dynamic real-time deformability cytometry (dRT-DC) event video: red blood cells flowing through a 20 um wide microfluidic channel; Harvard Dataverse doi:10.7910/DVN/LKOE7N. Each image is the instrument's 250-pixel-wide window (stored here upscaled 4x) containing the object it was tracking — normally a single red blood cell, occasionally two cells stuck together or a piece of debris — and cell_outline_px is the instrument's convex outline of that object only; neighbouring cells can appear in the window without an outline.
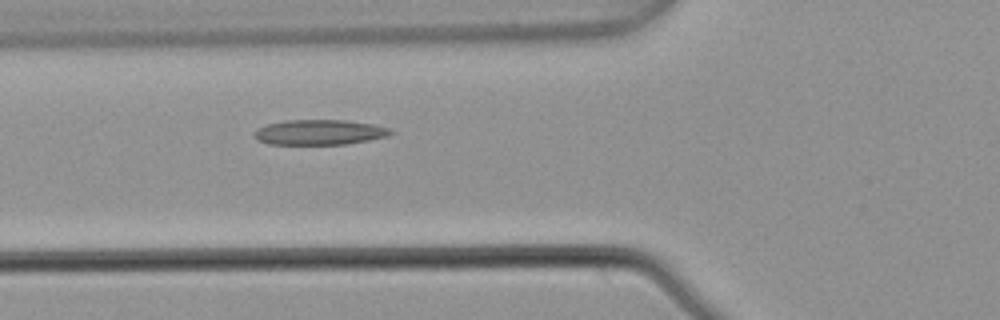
{"species": "common noctule bat (a hibernating species)", "species_latin": "Nyctalus noctula", "temperature_condition": "warm", "stored_images_in_passage": 2, "camera_frame_rate_fps": 3000, "um_per_image_px": 0.085, "animal": {"sex": "male", "body_mass_g": 21.5, "forearm_length_mm": 52.0}, "frame": {"image": 1, "passage_image": 2, "time_ms": 0.333, "image_size_px": [1000, 320], "cell_outline_px": [[396, 132], [388, 136], [368, 140], [344, 144], [268, 144], [256, 140], [252, 136], [252, 132], [256, 128], [268, 124], [284, 120], [348, 120], [372, 124], [392, 128]], "centroid_in_image_um": [27.13, 11.24], "position_along_channel_um": 98.7, "area_um2": 20.29}}